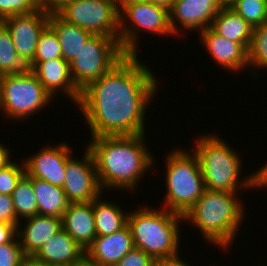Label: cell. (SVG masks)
Returning <instances> with one entry per match:
<instances>
[{
	"label": "cell",
	"mask_w": 267,
	"mask_h": 266,
	"mask_svg": "<svg viewBox=\"0 0 267 266\" xmlns=\"http://www.w3.org/2000/svg\"><path fill=\"white\" fill-rule=\"evenodd\" d=\"M62 228L85 250L96 237L93 201L70 203L62 216Z\"/></svg>",
	"instance_id": "20"
},
{
	"label": "cell",
	"mask_w": 267,
	"mask_h": 266,
	"mask_svg": "<svg viewBox=\"0 0 267 266\" xmlns=\"http://www.w3.org/2000/svg\"><path fill=\"white\" fill-rule=\"evenodd\" d=\"M33 73L32 60L19 56L6 25L0 23V75H29Z\"/></svg>",
	"instance_id": "24"
},
{
	"label": "cell",
	"mask_w": 267,
	"mask_h": 266,
	"mask_svg": "<svg viewBox=\"0 0 267 266\" xmlns=\"http://www.w3.org/2000/svg\"><path fill=\"white\" fill-rule=\"evenodd\" d=\"M62 229V218L37 214L25 218V225L21 230L17 227V238L25 256L32 258Z\"/></svg>",
	"instance_id": "19"
},
{
	"label": "cell",
	"mask_w": 267,
	"mask_h": 266,
	"mask_svg": "<svg viewBox=\"0 0 267 266\" xmlns=\"http://www.w3.org/2000/svg\"><path fill=\"white\" fill-rule=\"evenodd\" d=\"M16 237V225L0 222V245L12 242Z\"/></svg>",
	"instance_id": "35"
},
{
	"label": "cell",
	"mask_w": 267,
	"mask_h": 266,
	"mask_svg": "<svg viewBox=\"0 0 267 266\" xmlns=\"http://www.w3.org/2000/svg\"><path fill=\"white\" fill-rule=\"evenodd\" d=\"M56 13L65 21L92 34L119 38L117 0H73Z\"/></svg>",
	"instance_id": "10"
},
{
	"label": "cell",
	"mask_w": 267,
	"mask_h": 266,
	"mask_svg": "<svg viewBox=\"0 0 267 266\" xmlns=\"http://www.w3.org/2000/svg\"><path fill=\"white\" fill-rule=\"evenodd\" d=\"M258 170V171H257ZM254 173L255 187L254 188H267V163L262 165L260 169H257Z\"/></svg>",
	"instance_id": "38"
},
{
	"label": "cell",
	"mask_w": 267,
	"mask_h": 266,
	"mask_svg": "<svg viewBox=\"0 0 267 266\" xmlns=\"http://www.w3.org/2000/svg\"><path fill=\"white\" fill-rule=\"evenodd\" d=\"M101 197L93 200L96 236L113 234L127 225L128 213L123 212L119 204Z\"/></svg>",
	"instance_id": "25"
},
{
	"label": "cell",
	"mask_w": 267,
	"mask_h": 266,
	"mask_svg": "<svg viewBox=\"0 0 267 266\" xmlns=\"http://www.w3.org/2000/svg\"><path fill=\"white\" fill-rule=\"evenodd\" d=\"M50 12L37 9L26 14L5 18L2 22L9 30L19 56L34 59L40 34L49 25Z\"/></svg>",
	"instance_id": "12"
},
{
	"label": "cell",
	"mask_w": 267,
	"mask_h": 266,
	"mask_svg": "<svg viewBox=\"0 0 267 266\" xmlns=\"http://www.w3.org/2000/svg\"><path fill=\"white\" fill-rule=\"evenodd\" d=\"M13 206L16 218L25 219L38 214L37 199L32 187V177L26 174L18 182L12 193Z\"/></svg>",
	"instance_id": "26"
},
{
	"label": "cell",
	"mask_w": 267,
	"mask_h": 266,
	"mask_svg": "<svg viewBox=\"0 0 267 266\" xmlns=\"http://www.w3.org/2000/svg\"><path fill=\"white\" fill-rule=\"evenodd\" d=\"M129 212L127 225L130 227L135 248L141 249L154 260L179 254L178 225L184 221L183 215L162 207H141Z\"/></svg>",
	"instance_id": "5"
},
{
	"label": "cell",
	"mask_w": 267,
	"mask_h": 266,
	"mask_svg": "<svg viewBox=\"0 0 267 266\" xmlns=\"http://www.w3.org/2000/svg\"><path fill=\"white\" fill-rule=\"evenodd\" d=\"M49 26L57 34L63 59L68 63L74 60L84 43L92 35L90 31L65 21L57 13H50Z\"/></svg>",
	"instance_id": "21"
},
{
	"label": "cell",
	"mask_w": 267,
	"mask_h": 266,
	"mask_svg": "<svg viewBox=\"0 0 267 266\" xmlns=\"http://www.w3.org/2000/svg\"><path fill=\"white\" fill-rule=\"evenodd\" d=\"M199 33L201 43L206 48L205 51L210 54L217 65L233 73L249 68L248 50L241 43L224 38L210 27Z\"/></svg>",
	"instance_id": "16"
},
{
	"label": "cell",
	"mask_w": 267,
	"mask_h": 266,
	"mask_svg": "<svg viewBox=\"0 0 267 266\" xmlns=\"http://www.w3.org/2000/svg\"><path fill=\"white\" fill-rule=\"evenodd\" d=\"M148 2H151L152 4H155L156 6L163 7L166 10L170 11L174 0H148Z\"/></svg>",
	"instance_id": "40"
},
{
	"label": "cell",
	"mask_w": 267,
	"mask_h": 266,
	"mask_svg": "<svg viewBox=\"0 0 267 266\" xmlns=\"http://www.w3.org/2000/svg\"><path fill=\"white\" fill-rule=\"evenodd\" d=\"M52 100L34 73L1 76L0 111L10 120L24 121L42 111L40 109Z\"/></svg>",
	"instance_id": "8"
},
{
	"label": "cell",
	"mask_w": 267,
	"mask_h": 266,
	"mask_svg": "<svg viewBox=\"0 0 267 266\" xmlns=\"http://www.w3.org/2000/svg\"><path fill=\"white\" fill-rule=\"evenodd\" d=\"M210 28L224 38L239 42L249 49L253 27L233 9L221 8Z\"/></svg>",
	"instance_id": "22"
},
{
	"label": "cell",
	"mask_w": 267,
	"mask_h": 266,
	"mask_svg": "<svg viewBox=\"0 0 267 266\" xmlns=\"http://www.w3.org/2000/svg\"><path fill=\"white\" fill-rule=\"evenodd\" d=\"M32 187L37 199L38 214L62 218L70 204L63 189L33 177Z\"/></svg>",
	"instance_id": "23"
},
{
	"label": "cell",
	"mask_w": 267,
	"mask_h": 266,
	"mask_svg": "<svg viewBox=\"0 0 267 266\" xmlns=\"http://www.w3.org/2000/svg\"><path fill=\"white\" fill-rule=\"evenodd\" d=\"M71 149L67 143L42 147L35 155L23 159L25 174L62 188L67 160L73 156Z\"/></svg>",
	"instance_id": "13"
},
{
	"label": "cell",
	"mask_w": 267,
	"mask_h": 266,
	"mask_svg": "<svg viewBox=\"0 0 267 266\" xmlns=\"http://www.w3.org/2000/svg\"><path fill=\"white\" fill-rule=\"evenodd\" d=\"M148 0H117V5H128L133 3L147 2Z\"/></svg>",
	"instance_id": "42"
},
{
	"label": "cell",
	"mask_w": 267,
	"mask_h": 266,
	"mask_svg": "<svg viewBox=\"0 0 267 266\" xmlns=\"http://www.w3.org/2000/svg\"><path fill=\"white\" fill-rule=\"evenodd\" d=\"M118 9L119 44L125 54L137 55L141 29L155 35H174L169 24V11L163 7L147 1L118 5Z\"/></svg>",
	"instance_id": "9"
},
{
	"label": "cell",
	"mask_w": 267,
	"mask_h": 266,
	"mask_svg": "<svg viewBox=\"0 0 267 266\" xmlns=\"http://www.w3.org/2000/svg\"><path fill=\"white\" fill-rule=\"evenodd\" d=\"M0 222L19 226L13 206L12 196L0 193Z\"/></svg>",
	"instance_id": "34"
},
{
	"label": "cell",
	"mask_w": 267,
	"mask_h": 266,
	"mask_svg": "<svg viewBox=\"0 0 267 266\" xmlns=\"http://www.w3.org/2000/svg\"><path fill=\"white\" fill-rule=\"evenodd\" d=\"M39 9L36 0H0V19Z\"/></svg>",
	"instance_id": "32"
},
{
	"label": "cell",
	"mask_w": 267,
	"mask_h": 266,
	"mask_svg": "<svg viewBox=\"0 0 267 266\" xmlns=\"http://www.w3.org/2000/svg\"><path fill=\"white\" fill-rule=\"evenodd\" d=\"M32 64L33 73L53 99L56 93L61 91V95H67V98L70 97L72 102L78 104L81 91L72 80L70 65L66 60L57 58L44 62H32Z\"/></svg>",
	"instance_id": "17"
},
{
	"label": "cell",
	"mask_w": 267,
	"mask_h": 266,
	"mask_svg": "<svg viewBox=\"0 0 267 266\" xmlns=\"http://www.w3.org/2000/svg\"><path fill=\"white\" fill-rule=\"evenodd\" d=\"M153 266H191L190 264L186 263L180 256H174L169 258H162L157 259L154 261Z\"/></svg>",
	"instance_id": "37"
},
{
	"label": "cell",
	"mask_w": 267,
	"mask_h": 266,
	"mask_svg": "<svg viewBox=\"0 0 267 266\" xmlns=\"http://www.w3.org/2000/svg\"><path fill=\"white\" fill-rule=\"evenodd\" d=\"M220 9L217 0H174L169 11L172 33L179 34L178 26L184 31H202L210 27Z\"/></svg>",
	"instance_id": "14"
},
{
	"label": "cell",
	"mask_w": 267,
	"mask_h": 266,
	"mask_svg": "<svg viewBox=\"0 0 267 266\" xmlns=\"http://www.w3.org/2000/svg\"><path fill=\"white\" fill-rule=\"evenodd\" d=\"M73 0H36L38 7L50 13H56L62 6Z\"/></svg>",
	"instance_id": "36"
},
{
	"label": "cell",
	"mask_w": 267,
	"mask_h": 266,
	"mask_svg": "<svg viewBox=\"0 0 267 266\" xmlns=\"http://www.w3.org/2000/svg\"><path fill=\"white\" fill-rule=\"evenodd\" d=\"M65 172L62 189L70 203H88L102 195L94 158L88 148L82 160L72 156L67 160Z\"/></svg>",
	"instance_id": "11"
},
{
	"label": "cell",
	"mask_w": 267,
	"mask_h": 266,
	"mask_svg": "<svg viewBox=\"0 0 267 266\" xmlns=\"http://www.w3.org/2000/svg\"><path fill=\"white\" fill-rule=\"evenodd\" d=\"M145 134L91 137V151L102 190L135 191L139 180L155 165Z\"/></svg>",
	"instance_id": "2"
},
{
	"label": "cell",
	"mask_w": 267,
	"mask_h": 266,
	"mask_svg": "<svg viewBox=\"0 0 267 266\" xmlns=\"http://www.w3.org/2000/svg\"><path fill=\"white\" fill-rule=\"evenodd\" d=\"M249 67L267 69V27L257 26L252 30V40L248 49Z\"/></svg>",
	"instance_id": "28"
},
{
	"label": "cell",
	"mask_w": 267,
	"mask_h": 266,
	"mask_svg": "<svg viewBox=\"0 0 267 266\" xmlns=\"http://www.w3.org/2000/svg\"><path fill=\"white\" fill-rule=\"evenodd\" d=\"M166 157L163 208L184 216L206 190L199 161L194 152L185 149H173Z\"/></svg>",
	"instance_id": "6"
},
{
	"label": "cell",
	"mask_w": 267,
	"mask_h": 266,
	"mask_svg": "<svg viewBox=\"0 0 267 266\" xmlns=\"http://www.w3.org/2000/svg\"><path fill=\"white\" fill-rule=\"evenodd\" d=\"M231 9L253 28L266 24L267 0H237Z\"/></svg>",
	"instance_id": "27"
},
{
	"label": "cell",
	"mask_w": 267,
	"mask_h": 266,
	"mask_svg": "<svg viewBox=\"0 0 267 266\" xmlns=\"http://www.w3.org/2000/svg\"><path fill=\"white\" fill-rule=\"evenodd\" d=\"M154 261L144 251L134 247L115 266H153Z\"/></svg>",
	"instance_id": "33"
},
{
	"label": "cell",
	"mask_w": 267,
	"mask_h": 266,
	"mask_svg": "<svg viewBox=\"0 0 267 266\" xmlns=\"http://www.w3.org/2000/svg\"><path fill=\"white\" fill-rule=\"evenodd\" d=\"M26 259L17 237L0 245V266H21Z\"/></svg>",
	"instance_id": "31"
},
{
	"label": "cell",
	"mask_w": 267,
	"mask_h": 266,
	"mask_svg": "<svg viewBox=\"0 0 267 266\" xmlns=\"http://www.w3.org/2000/svg\"><path fill=\"white\" fill-rule=\"evenodd\" d=\"M5 147L7 146H3L2 144H0V169L4 168L12 161L9 150L10 148Z\"/></svg>",
	"instance_id": "39"
},
{
	"label": "cell",
	"mask_w": 267,
	"mask_h": 266,
	"mask_svg": "<svg viewBox=\"0 0 267 266\" xmlns=\"http://www.w3.org/2000/svg\"><path fill=\"white\" fill-rule=\"evenodd\" d=\"M237 0H217L221 8H231Z\"/></svg>",
	"instance_id": "41"
},
{
	"label": "cell",
	"mask_w": 267,
	"mask_h": 266,
	"mask_svg": "<svg viewBox=\"0 0 267 266\" xmlns=\"http://www.w3.org/2000/svg\"><path fill=\"white\" fill-rule=\"evenodd\" d=\"M236 194L206 189L184 215V221L196 226L209 243L228 249L245 216L246 208Z\"/></svg>",
	"instance_id": "3"
},
{
	"label": "cell",
	"mask_w": 267,
	"mask_h": 266,
	"mask_svg": "<svg viewBox=\"0 0 267 266\" xmlns=\"http://www.w3.org/2000/svg\"><path fill=\"white\" fill-rule=\"evenodd\" d=\"M138 58V54H126L81 91L77 105L91 137L146 132L145 113L157 94L158 79Z\"/></svg>",
	"instance_id": "1"
},
{
	"label": "cell",
	"mask_w": 267,
	"mask_h": 266,
	"mask_svg": "<svg viewBox=\"0 0 267 266\" xmlns=\"http://www.w3.org/2000/svg\"><path fill=\"white\" fill-rule=\"evenodd\" d=\"M57 58H63L61 45L57 34L48 25L39 36L32 62H44Z\"/></svg>",
	"instance_id": "29"
},
{
	"label": "cell",
	"mask_w": 267,
	"mask_h": 266,
	"mask_svg": "<svg viewBox=\"0 0 267 266\" xmlns=\"http://www.w3.org/2000/svg\"><path fill=\"white\" fill-rule=\"evenodd\" d=\"M32 259L47 265H82L85 250L64 230L48 240Z\"/></svg>",
	"instance_id": "18"
},
{
	"label": "cell",
	"mask_w": 267,
	"mask_h": 266,
	"mask_svg": "<svg viewBox=\"0 0 267 266\" xmlns=\"http://www.w3.org/2000/svg\"><path fill=\"white\" fill-rule=\"evenodd\" d=\"M134 248L130 227L105 236H96L85 249V261L96 266H115Z\"/></svg>",
	"instance_id": "15"
},
{
	"label": "cell",
	"mask_w": 267,
	"mask_h": 266,
	"mask_svg": "<svg viewBox=\"0 0 267 266\" xmlns=\"http://www.w3.org/2000/svg\"><path fill=\"white\" fill-rule=\"evenodd\" d=\"M196 141L193 152L198 158L207 190L238 193L237 190L255 187L254 171L245 179H239L242 173L241 155L222 138L206 134L199 136Z\"/></svg>",
	"instance_id": "4"
},
{
	"label": "cell",
	"mask_w": 267,
	"mask_h": 266,
	"mask_svg": "<svg viewBox=\"0 0 267 266\" xmlns=\"http://www.w3.org/2000/svg\"><path fill=\"white\" fill-rule=\"evenodd\" d=\"M126 54L119 38L92 34L70 65L75 86L82 91L116 65Z\"/></svg>",
	"instance_id": "7"
},
{
	"label": "cell",
	"mask_w": 267,
	"mask_h": 266,
	"mask_svg": "<svg viewBox=\"0 0 267 266\" xmlns=\"http://www.w3.org/2000/svg\"><path fill=\"white\" fill-rule=\"evenodd\" d=\"M25 175L24 163L13 162V160L0 169V193L11 196L18 182Z\"/></svg>",
	"instance_id": "30"
},
{
	"label": "cell",
	"mask_w": 267,
	"mask_h": 266,
	"mask_svg": "<svg viewBox=\"0 0 267 266\" xmlns=\"http://www.w3.org/2000/svg\"><path fill=\"white\" fill-rule=\"evenodd\" d=\"M21 266H44L40 263L35 262L32 258H27Z\"/></svg>",
	"instance_id": "43"
},
{
	"label": "cell",
	"mask_w": 267,
	"mask_h": 266,
	"mask_svg": "<svg viewBox=\"0 0 267 266\" xmlns=\"http://www.w3.org/2000/svg\"><path fill=\"white\" fill-rule=\"evenodd\" d=\"M81 266H96V265H93V264L85 261Z\"/></svg>",
	"instance_id": "44"
},
{
	"label": "cell",
	"mask_w": 267,
	"mask_h": 266,
	"mask_svg": "<svg viewBox=\"0 0 267 266\" xmlns=\"http://www.w3.org/2000/svg\"><path fill=\"white\" fill-rule=\"evenodd\" d=\"M47 266H81V265H47Z\"/></svg>",
	"instance_id": "45"
}]
</instances>
